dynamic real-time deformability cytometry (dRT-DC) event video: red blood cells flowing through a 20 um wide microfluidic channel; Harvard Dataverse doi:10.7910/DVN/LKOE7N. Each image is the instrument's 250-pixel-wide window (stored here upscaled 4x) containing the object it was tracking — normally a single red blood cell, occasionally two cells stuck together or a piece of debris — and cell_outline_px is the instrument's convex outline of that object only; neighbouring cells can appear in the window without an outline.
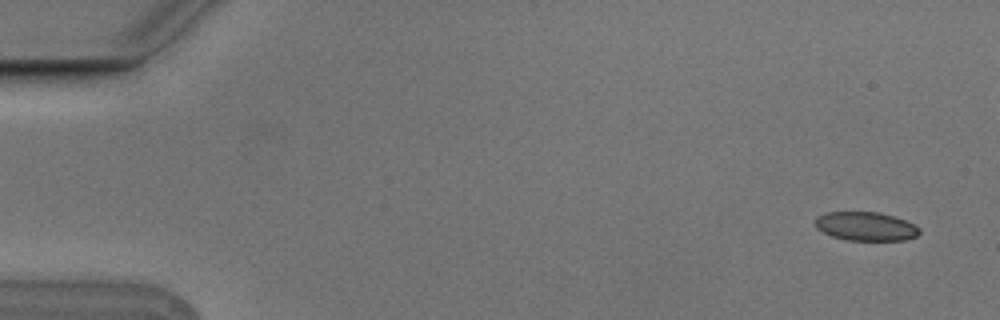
{"species": "Egyptian fruit bat (a non-hibernating species)", "species_latin": "Rousettus aegyptiacus", "temperature_condition": "cold", "stored_images_in_passage": 5, "camera_frame_rate_fps": 3000, "um_per_image_px": 0.085, "animal": {"sex": "male"}, "frame": {"image": 1, "passage_image": 1, "time_ms": 0.0, "image_size_px": [1000, 320], "cell_outline_px": [[920, 232], [916, 236], [904, 240], [844, 240], [832, 236], [816, 228], [812, 224], [816, 216], [824, 212], [880, 212], [916, 224], [920, 228]], "centroid_in_image_um": [73.55, 19.23], "position_along_channel_um": 11.5, "area_um2": 17.69}}